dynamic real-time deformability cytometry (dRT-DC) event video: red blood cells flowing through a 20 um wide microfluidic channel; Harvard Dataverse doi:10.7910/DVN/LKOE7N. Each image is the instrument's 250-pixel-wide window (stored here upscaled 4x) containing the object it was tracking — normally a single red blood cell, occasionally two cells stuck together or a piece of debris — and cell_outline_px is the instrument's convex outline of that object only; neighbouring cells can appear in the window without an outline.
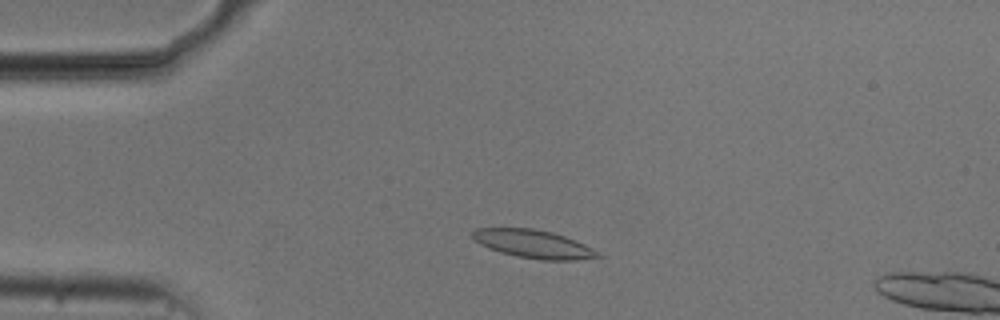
{"species": "common noctule bat (a hibernating species)", "species_latin": "Nyctalus noctula", "temperature_condition": "cold", "stored_images_in_passage": 11, "camera_frame_rate_fps": 3000, "um_per_image_px": 0.085, "animal": {"sex": "male", "body_mass_g": 20.5, "forearm_length_mm": 52.5}, "frame": {"image": 1, "passage_image": 8, "time_ms": 2.333, "image_size_px": [1000, 320], "cell_outline_px": [[604, 256], [572, 260], [540, 260], [516, 256], [500, 252], [488, 248], [480, 244], [472, 236], [472, 232], [476, 228], [532, 228], [552, 232], [564, 236], [584, 244], [600, 252]], "centroid_in_image_um": [45.35, 20.74], "position_along_channel_um": 39.7, "area_um2": 20.52}}